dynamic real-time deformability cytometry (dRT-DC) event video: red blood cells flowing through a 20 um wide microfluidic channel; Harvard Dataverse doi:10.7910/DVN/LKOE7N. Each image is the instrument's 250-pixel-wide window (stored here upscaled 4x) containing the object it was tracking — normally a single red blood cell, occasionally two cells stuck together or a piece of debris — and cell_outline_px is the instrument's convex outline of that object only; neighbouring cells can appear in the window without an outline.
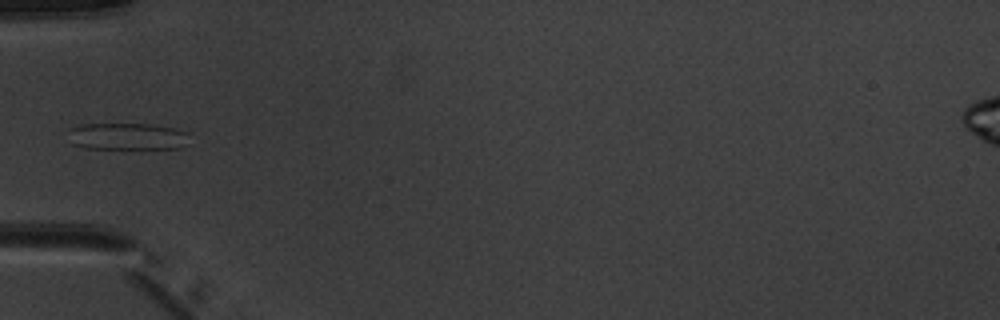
{"species": "common noctule bat (a hibernating species)", "species_latin": "Nyctalus noctula", "temperature_condition": "warm", "stored_images_in_passage": 2, "camera_frame_rate_fps": 3000, "um_per_image_px": 0.085, "animal": {"sex": "male", "body_mass_g": 20.1, "forearm_length_mm": 53.5}, "frame": {"image": 1, "passage_image": 1, "time_ms": 0.0, "image_size_px": [1000, 320], "cell_outline_px": [[188, 132], [180, 148], [84, 148], [72, 144], [72, 128], [84, 124], [152, 124], [172, 128]], "centroid_in_image_um": [10.81, 11.59], "position_along_channel_um": 74.2, "area_um2": 18.32}}
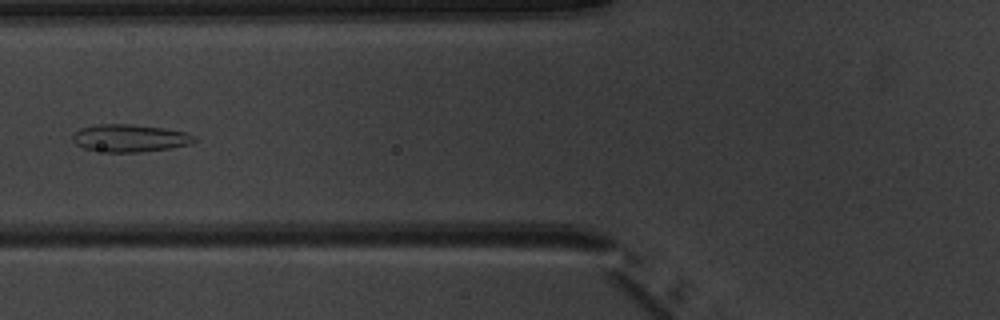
{"frame": {"image": 2, "passage_image": 2, "time_ms": 1.0, "image_size_px": [1000, 320], "cell_outline_px": [[200, 140], [192, 144], [168, 148], [140, 152], [108, 152], [84, 148], [76, 144], [72, 140], [72, 136], [80, 128], [96, 124], [128, 124], [164, 128], [188, 132], [196, 136]], "centroid_in_image_um": [11.09, 11.73], "position_along_channel_um": 114.7, "area_um2": 19.65}}